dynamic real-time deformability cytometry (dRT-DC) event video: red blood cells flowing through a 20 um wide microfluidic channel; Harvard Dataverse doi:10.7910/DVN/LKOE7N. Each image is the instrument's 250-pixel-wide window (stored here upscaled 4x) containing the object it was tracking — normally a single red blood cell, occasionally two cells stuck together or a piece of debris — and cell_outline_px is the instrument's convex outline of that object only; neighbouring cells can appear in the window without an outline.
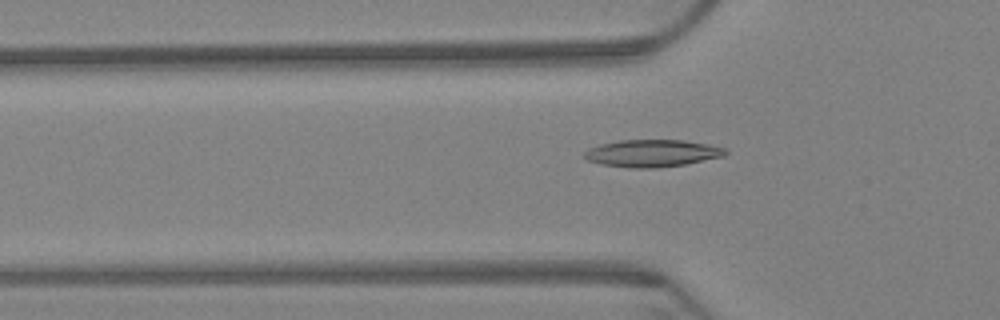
{"species": "Egyptian fruit bat (a non-hibernating species)", "species_latin": "Rousettus aegyptiacus", "temperature_condition": "warm", "stored_images_in_passage": 64, "camera_frame_rate_fps": 3000, "um_per_image_px": 0.085, "animal": {"sex": "female"}, "frame": {"image": 1, "passage_image": 21, "time_ms": 6.667, "image_size_px": [1000, 320], "cell_outline_px": [[728, 152], [724, 156], [684, 164], [656, 168], [628, 168], [600, 164], [588, 160], [580, 156], [588, 148], [600, 144], [620, 140], [684, 140], [708, 144], [728, 148]], "centroid_in_image_um": [55.41, 13.02], "position_along_channel_um": 70.4, "area_um2": 22.6}}
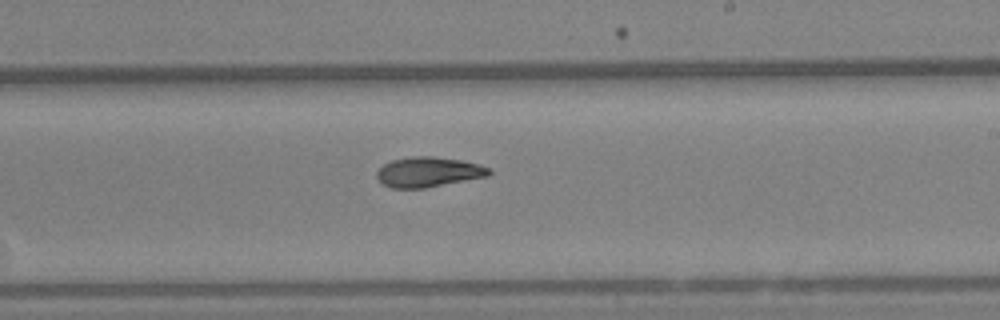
{"frame": {"image": 2, "passage_image": 38, "time_ms": 12.333, "image_size_px": [1000, 320], "cell_outline_px": [[492, 172], [488, 176], [424, 188], [392, 188], [384, 184], [376, 176], [376, 172], [384, 164], [392, 160], [412, 156], [432, 156], [460, 160], [476, 164], [488, 168]], "centroid_in_image_um": [36.39, 14.62], "position_along_channel_um": 252.6, "area_um2": 19.36}}
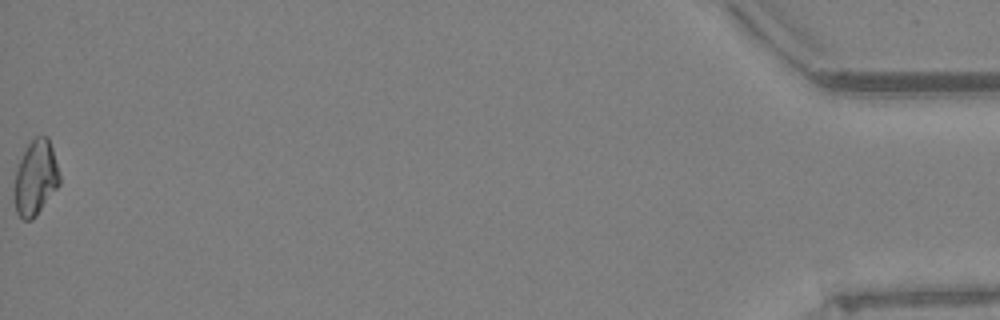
{"frame": {"image": 3, "passage_image": 64, "time_ms": 21.0, "image_size_px": [1000, 320], "cell_outline_px": [[60, 184], [36, 216], [32, 220], [24, 220], [16, 212], [16, 172], [20, 160], [28, 144], [36, 136], [48, 136], [52, 148], [60, 176]], "centroid_in_image_um": [3.06, 15.11], "position_along_channel_um": 432.1, "area_um2": 19.25}, "authors_computed_cell_mechanics": {"area_um2": 19.941, "velocity_mm_per_s": 3.2245, "shape_relaxation_time_tau1_ms": null, "shape_relaxation_time_tau2_ms": 5.7627, "deformation_change_tau1": null, "deformation_change_tau2": 0.1129}}